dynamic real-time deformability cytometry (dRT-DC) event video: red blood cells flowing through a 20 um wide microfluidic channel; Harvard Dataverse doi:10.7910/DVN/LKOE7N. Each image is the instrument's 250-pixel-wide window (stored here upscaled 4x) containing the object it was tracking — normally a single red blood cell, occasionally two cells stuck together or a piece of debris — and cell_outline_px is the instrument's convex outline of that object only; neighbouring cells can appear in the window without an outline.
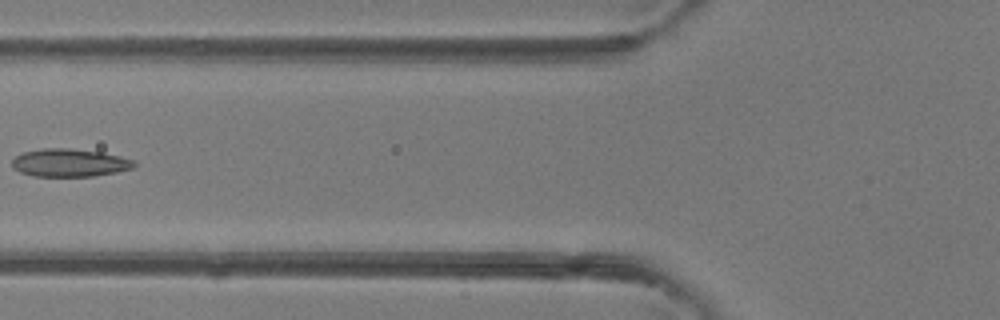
{"species": "common noctule bat (a hibernating species)", "species_latin": "Nyctalus noctula", "temperature_condition": "room temperature", "stored_images_in_passage": 6, "camera_frame_rate_fps": 3000, "um_per_image_px": 0.085, "animal": {"sex": "female"}, "frame": {"image": 1, "passage_image": 6, "time_ms": 5.667, "image_size_px": [1000, 320], "cell_outline_px": [[136, 164], [132, 168], [116, 172], [92, 176], [32, 176], [20, 172], [12, 168], [12, 160], [16, 156], [24, 152], [40, 148], [72, 148], [100, 152], [120, 156], [136, 160]], "centroid_in_image_um": [5.9, 13.83], "position_along_channel_um": 119.9, "area_um2": 19.94}}